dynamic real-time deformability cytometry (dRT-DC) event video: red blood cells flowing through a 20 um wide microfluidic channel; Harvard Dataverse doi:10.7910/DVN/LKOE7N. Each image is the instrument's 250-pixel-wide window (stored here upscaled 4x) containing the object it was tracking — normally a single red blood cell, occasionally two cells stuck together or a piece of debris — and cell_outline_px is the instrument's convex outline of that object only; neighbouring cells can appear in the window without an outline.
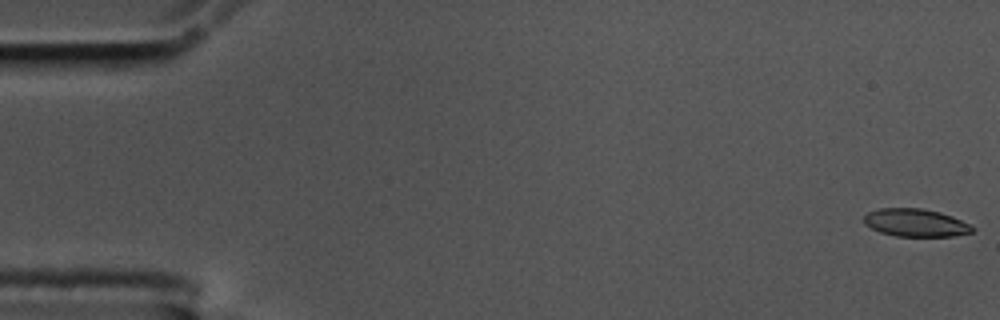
{"species": "common noctule bat (a hibernating species)", "species_latin": "Nyctalus noctula", "temperature_condition": "cold", "stored_images_in_passage": 24, "camera_frame_rate_fps": 3000, "um_per_image_px": 0.085, "animal": {"sex": "male", "body_mass_g": 17.5, "forearm_length_mm": 52.3}, "frame": {"image": 1, "passage_image": 1, "time_ms": 0.0, "image_size_px": [1000, 320], "cell_outline_px": [[976, 228], [972, 232], [952, 236], [896, 236], [880, 232], [864, 224], [864, 216], [868, 212], [880, 208], [924, 208], [940, 212], [952, 216]], "centroid_in_image_um": [77.81, 18.92], "position_along_channel_um": 7.2, "area_um2": 17.51}}
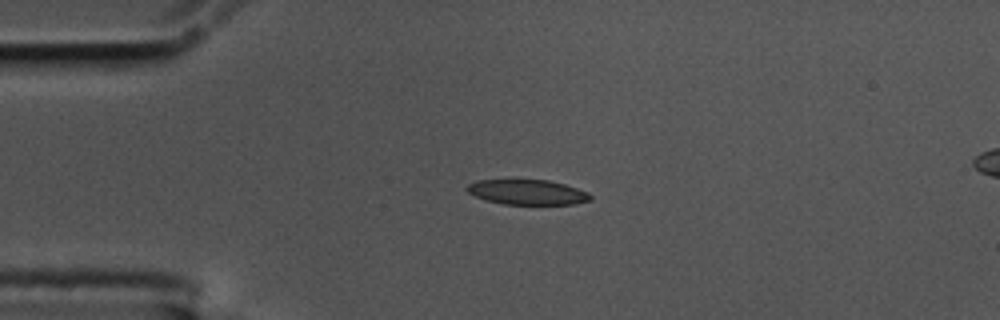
{"frame": {"image": 2, "passage_image": 14, "time_ms": 4.333, "image_size_px": [1000, 320], "cell_outline_px": [[592, 200], [572, 204], [504, 204], [484, 200], [468, 192], [464, 188], [468, 184], [476, 180], [548, 180], [564, 184], [588, 192], [592, 196]], "centroid_in_image_um": [44.81, 16.33], "position_along_channel_um": 40.2, "area_um2": 17.98}}